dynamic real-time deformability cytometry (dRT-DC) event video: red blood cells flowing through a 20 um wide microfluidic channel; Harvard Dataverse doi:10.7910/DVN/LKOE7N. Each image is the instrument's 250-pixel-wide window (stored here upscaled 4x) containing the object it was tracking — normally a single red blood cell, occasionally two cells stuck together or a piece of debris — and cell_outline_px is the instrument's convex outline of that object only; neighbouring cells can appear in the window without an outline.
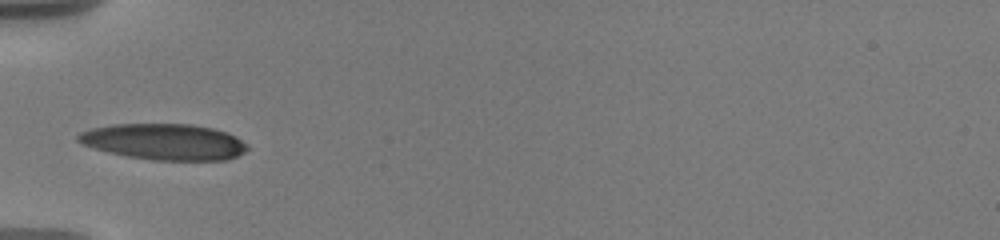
{"species": "human", "species_latin": "Homo sapiens", "temperature_condition": "warm", "stored_images_in_passage": 12, "camera_frame_rate_fps": 3000, "um_per_image_px": 0.085, "donor": {"sex": "male"}, "frame": {"image": 1, "passage_image": 1, "time_ms": 0.0, "image_size_px": [1000, 240], "cell_outline_px": [[248, 148], [244, 152], [236, 156], [224, 160], [152, 160], [128, 156], [108, 152], [84, 144], [76, 140], [76, 136], [80, 132], [92, 128], [112, 124], [192, 124], [212, 128], [236, 136], [248, 144]], "centroid_in_image_um": [13.96, 12.04], "position_along_channel_um": 71.0, "area_um2": 35.43}}
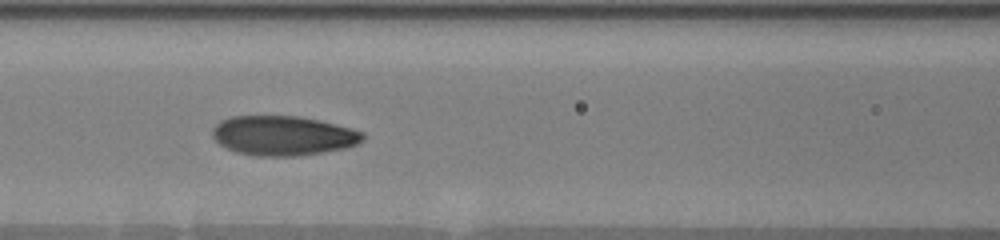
{"frame": {"image": 2, "passage_image": 8, "time_ms": 2.0, "image_size_px": [1000, 240], "cell_outline_px": [[364, 140], [356, 144], [344, 148], [296, 156], [256, 156], [236, 152], [220, 144], [212, 136], [212, 128], [220, 120], [228, 116], [300, 116], [320, 120], [352, 128], [364, 132]], "centroid_in_image_um": [24.05, 11.51], "position_along_channel_um": 142.6, "area_um2": 34.8}}
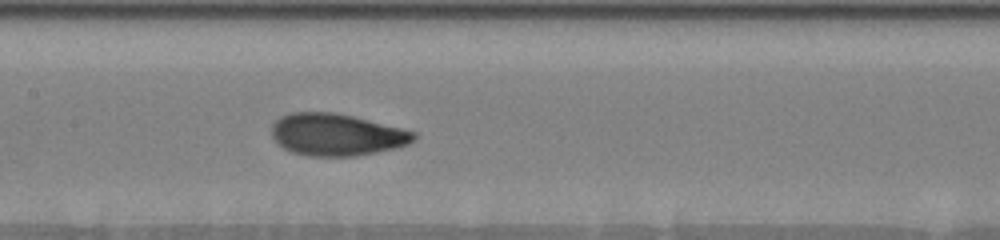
{"frame": {"image": 3, "passage_image": 12, "time_ms": 3.0, "image_size_px": [1000, 240], "cell_outline_px": [[416, 140], [408, 144], [376, 152], [356, 156], [308, 156], [292, 152], [284, 148], [272, 136], [272, 124], [280, 116], [292, 112], [332, 112], [352, 116], [416, 132]], "centroid_in_image_um": [28.59, 11.44], "position_along_channel_um": 178.8, "area_um2": 34.56}}